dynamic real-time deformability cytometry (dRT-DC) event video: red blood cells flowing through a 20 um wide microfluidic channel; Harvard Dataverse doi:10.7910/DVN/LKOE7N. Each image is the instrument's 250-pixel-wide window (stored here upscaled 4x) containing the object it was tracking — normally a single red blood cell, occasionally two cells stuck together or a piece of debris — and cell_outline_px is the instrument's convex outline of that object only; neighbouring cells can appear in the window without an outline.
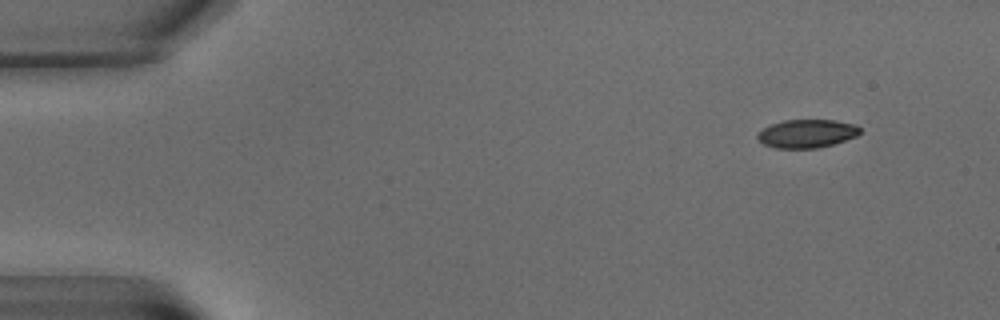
{"species": "common noctule bat (a hibernating species)", "species_latin": "Nyctalus noctula", "temperature_condition": "warm", "stored_images_in_passage": 5, "camera_frame_rate_fps": 3000, "um_per_image_px": 0.085, "animal": {"sex": "male", "body_mass_g": 15.6}, "frame": {"image": 1, "passage_image": 1, "time_ms": 0.0, "image_size_px": [1000, 320], "cell_outline_px": [[860, 132], [856, 136], [820, 148], [776, 148], [764, 144], [756, 136], [756, 132], [772, 124], [784, 120], [836, 120], [856, 124], [860, 128]], "centroid_in_image_um": [68.58, 11.35], "position_along_channel_um": 16.4, "area_um2": 16.88}}